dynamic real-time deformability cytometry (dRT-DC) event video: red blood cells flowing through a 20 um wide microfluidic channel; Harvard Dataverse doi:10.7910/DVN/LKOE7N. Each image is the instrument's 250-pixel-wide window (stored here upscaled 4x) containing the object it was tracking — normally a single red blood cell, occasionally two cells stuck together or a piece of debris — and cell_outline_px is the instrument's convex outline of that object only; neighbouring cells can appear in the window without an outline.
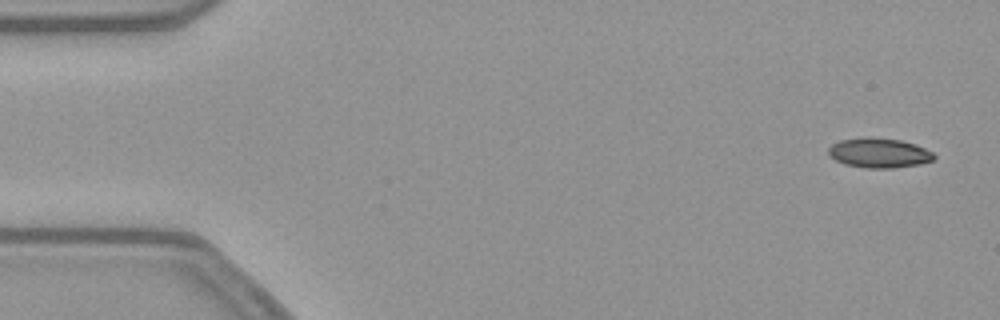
{"species": "common noctule bat (a hibernating species)", "species_latin": "Nyctalus noctula", "temperature_condition": "warm", "stored_images_in_passage": 14, "camera_frame_rate_fps": 3000, "um_per_image_px": 0.085, "animal": {"sex": "female", "body_mass_g": 21.9}, "frame": {"image": 1, "passage_image": 3, "time_ms": 0.667, "image_size_px": [1000, 320], "cell_outline_px": [[936, 156], [932, 160], [920, 164], [892, 168], [868, 168], [844, 164], [828, 156], [828, 148], [832, 144], [840, 140], [864, 136], [872, 136], [900, 140], [916, 144], [932, 152]], "centroid_in_image_um": [74.69, 12.98], "position_along_channel_um": 10.3, "area_um2": 18.5}}